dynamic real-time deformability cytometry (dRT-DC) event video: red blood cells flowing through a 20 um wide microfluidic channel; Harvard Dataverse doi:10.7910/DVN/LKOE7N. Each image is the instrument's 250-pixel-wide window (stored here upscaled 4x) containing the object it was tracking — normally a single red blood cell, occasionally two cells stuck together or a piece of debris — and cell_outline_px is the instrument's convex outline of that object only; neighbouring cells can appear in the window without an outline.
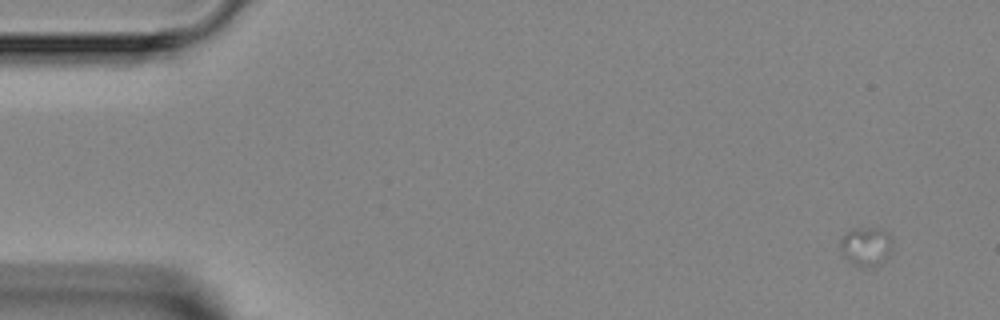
{"species": "Egyptian fruit bat (a non-hibernating species)", "species_latin": "Rousettus aegyptiacus", "temperature_condition": "room temperature", "stored_images_in_passage": 4, "camera_frame_rate_fps": 3000, "um_per_image_px": 0.085, "animal": {"sex": "female"}, "frame": {"image": 1, "passage_image": 1, "time_ms": 0.0, "image_size_px": [1000, 320], "cell_outline_px": [[892, 252], [880, 264], [864, 268], [856, 264], [844, 256], [840, 248], [840, 240], [852, 228], [880, 228], [892, 236]], "centroid_in_image_um": [73.66, 20.93], "position_along_channel_um": 11.3, "area_um2": 11.79}}